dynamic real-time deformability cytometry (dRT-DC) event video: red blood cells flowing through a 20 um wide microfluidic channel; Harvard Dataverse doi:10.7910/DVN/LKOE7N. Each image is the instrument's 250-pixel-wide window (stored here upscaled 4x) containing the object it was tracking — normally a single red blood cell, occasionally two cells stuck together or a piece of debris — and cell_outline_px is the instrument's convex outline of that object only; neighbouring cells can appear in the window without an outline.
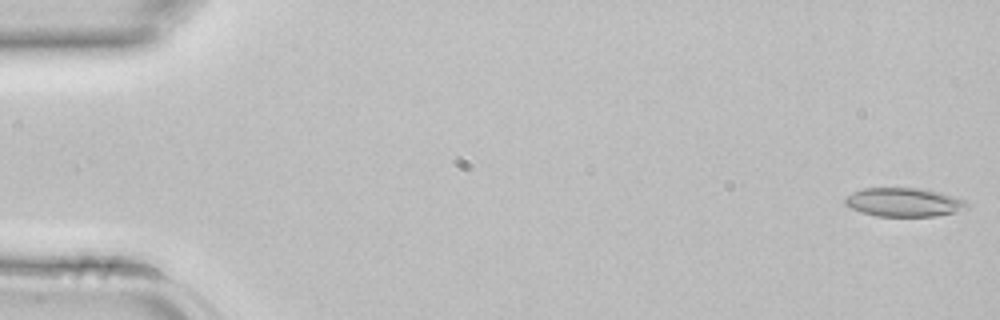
{"species": "common noctule bat (a hibernating species)", "species_latin": "Nyctalus noctula", "temperature_condition": "room temperature", "stored_images_in_passage": 3, "camera_frame_rate_fps": 3000, "um_per_image_px": 0.085, "animal": {"sex": "female", "body_mass_g": 22.7, "forearm_length_mm": 54.2}, "frame": {"image": 1, "passage_image": 1, "time_ms": 0.0, "image_size_px": [1000, 320], "cell_outline_px": [[968, 208], [956, 212], [936, 216], [876, 216], [860, 212], [844, 204], [844, 196], [852, 192], [864, 188], [920, 188], [940, 192], [964, 200], [968, 204]], "centroid_in_image_um": [76.8, 17.19], "position_along_channel_um": 8.2, "area_um2": 20.52}}
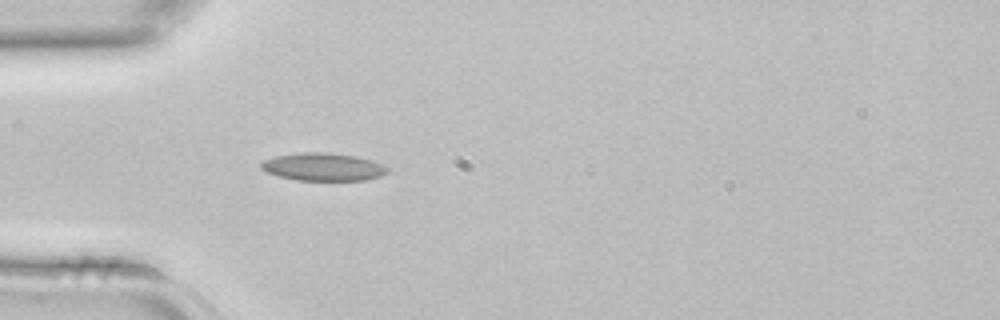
{"frame": {"image": 2, "passage_image": 3, "time_ms": 0.667, "image_size_px": [1000, 320], "cell_outline_px": [[388, 172], [380, 176], [368, 180], [296, 180], [280, 176], [268, 172], [260, 168], [260, 164], [264, 160], [276, 156], [300, 152], [328, 152], [356, 156], [372, 160], [388, 168]], "centroid_in_image_um": [27.47, 14.18], "position_along_channel_um": 57.5, "area_um2": 20.4}}